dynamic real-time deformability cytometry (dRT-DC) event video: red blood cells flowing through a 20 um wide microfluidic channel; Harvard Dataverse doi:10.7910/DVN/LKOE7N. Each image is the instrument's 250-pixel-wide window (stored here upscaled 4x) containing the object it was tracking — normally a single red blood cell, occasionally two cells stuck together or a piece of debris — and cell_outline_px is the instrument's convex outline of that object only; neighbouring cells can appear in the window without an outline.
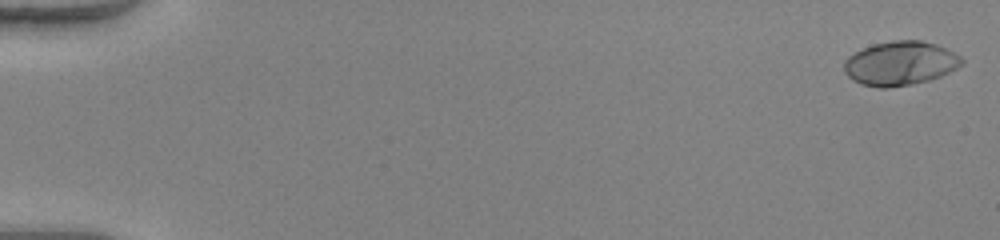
{"species": "human", "species_latin": "Homo sapiens", "temperature_condition": "warm", "stored_images_in_passage": 51, "camera_frame_rate_fps": 3000, "um_per_image_px": 0.085, "donor": {"sex": "female"}, "frame": {"image": 1, "passage_image": 1, "time_ms": 0.0, "image_size_px": [1000, 240], "cell_outline_px": [[964, 64], [940, 76], [928, 80], [912, 84], [888, 88], [880, 88], [860, 84], [852, 80], [844, 72], [844, 60], [848, 56], [872, 44], [892, 40], [920, 40], [936, 44], [960, 56], [964, 60]], "centroid_in_image_um": [76.49, 5.39], "position_along_channel_um": 8.5, "area_um2": 30.23}}
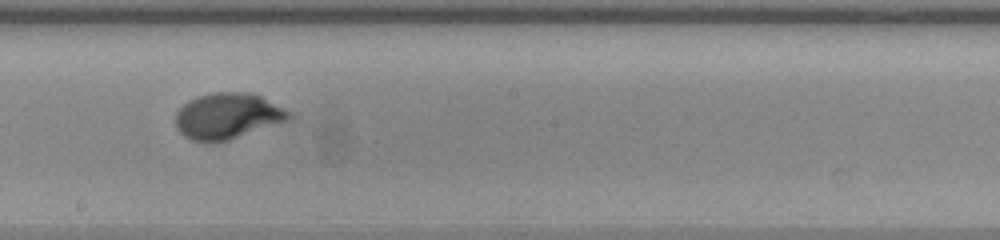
{"frame": {"image": 2, "passage_image": 30, "time_ms": 9.667, "image_size_px": [1000, 240], "cell_outline_px": [[292, 116], [288, 120], [216, 144], [192, 140], [184, 136], [176, 128], [176, 112], [184, 104], [200, 96], [212, 92], [248, 92], [260, 96], [292, 112]], "centroid_in_image_um": [19.33, 9.88], "position_along_channel_um": 228.9, "area_um2": 30.23}}
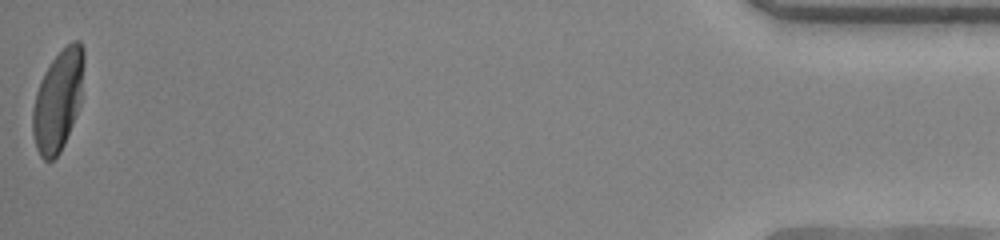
{"frame": {"image": 3, "passage_image": 51, "time_ms": 16.667, "image_size_px": [1000, 240], "cell_outline_px": [[84, 64], [80, 104], [64, 144], [60, 152], [52, 160], [44, 160], [40, 156], [36, 148], [32, 132], [32, 108], [36, 92], [40, 80], [44, 72], [52, 60], [72, 40], [80, 40], [84, 48]], "centroid_in_image_um": [4.92, 8.52], "position_along_channel_um": 430.3, "area_um2": 30.11}, "authors_computed_cell_mechanics": {"area_um2": 29.5358, "velocity_mm_per_s": 4.1184, "shape_relaxation_time_tau1_ms": 3.0077, "shape_relaxation_time_tau2_ms": null, "deformation_change_tau1": 0.2443, "deformation_change_tau2": null}}